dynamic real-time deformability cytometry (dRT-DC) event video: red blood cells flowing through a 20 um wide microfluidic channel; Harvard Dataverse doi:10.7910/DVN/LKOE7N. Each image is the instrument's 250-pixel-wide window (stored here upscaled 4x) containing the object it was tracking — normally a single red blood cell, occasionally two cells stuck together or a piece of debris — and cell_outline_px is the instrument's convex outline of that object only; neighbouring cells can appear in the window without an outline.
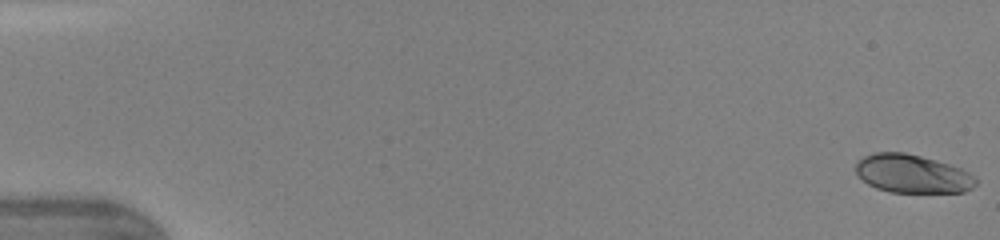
{"species": "human", "species_latin": "Homo sapiens", "temperature_condition": "warm", "stored_images_in_passage": 47, "camera_frame_rate_fps": 3000, "um_per_image_px": 0.085, "donor": {"sex": "female"}, "frame": {"image": 1, "passage_image": 1, "time_ms": 0.0, "image_size_px": [1000, 240], "cell_outline_px": [[976, 184], [972, 188], [964, 192], [892, 192], [876, 188], [868, 184], [856, 172], [856, 160], [872, 152], [904, 152], [936, 160], [960, 168], [976, 176]], "centroid_in_image_um": [77.54, 14.76], "position_along_channel_um": 7.5, "area_um2": 26.82}}
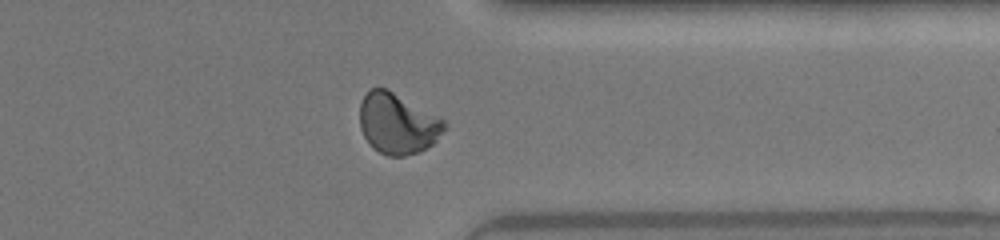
{"frame": {"image": 2, "passage_image": 38, "time_ms": 12.333, "image_size_px": [1000, 240], "cell_outline_px": [[448, 128], [432, 144], [420, 152], [404, 156], [388, 156], [372, 148], [364, 136], [360, 128], [360, 104], [368, 88], [388, 88], [444, 120], [448, 124]], "centroid_in_image_um": [33.79, 10.5], "position_along_channel_um": 377.6, "area_um2": 30.11}}
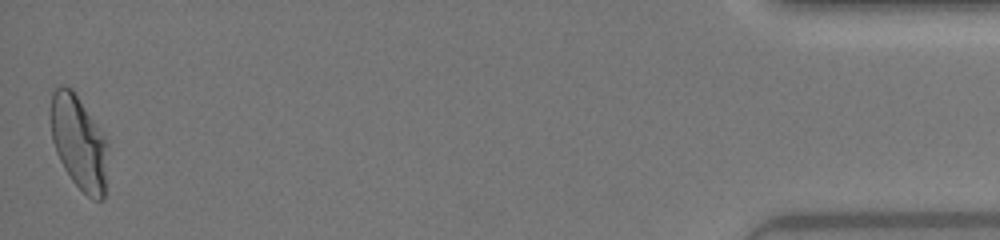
{"frame": {"image": 3, "passage_image": 47, "time_ms": 15.333, "image_size_px": [1000, 240], "cell_outline_px": [[108, 144], [104, 200], [92, 200], [72, 180], [64, 168], [56, 152], [52, 140], [48, 112], [52, 92], [60, 84], [64, 84], [72, 88], [104, 136]], "centroid_in_image_um": [6.66, 12.08], "position_along_channel_um": 428.5, "area_um2": 31.56}, "authors_computed_cell_mechanics": {"area_um2": 28.8422, "velocity_mm_per_s": 4.3563, "shape_relaxation_time_tau1_ms": 3.536, "shape_relaxation_time_tau2_ms": 0.7366, "deformation_change_tau1": 0.1442, "deformation_change_tau2": 0.0468}}